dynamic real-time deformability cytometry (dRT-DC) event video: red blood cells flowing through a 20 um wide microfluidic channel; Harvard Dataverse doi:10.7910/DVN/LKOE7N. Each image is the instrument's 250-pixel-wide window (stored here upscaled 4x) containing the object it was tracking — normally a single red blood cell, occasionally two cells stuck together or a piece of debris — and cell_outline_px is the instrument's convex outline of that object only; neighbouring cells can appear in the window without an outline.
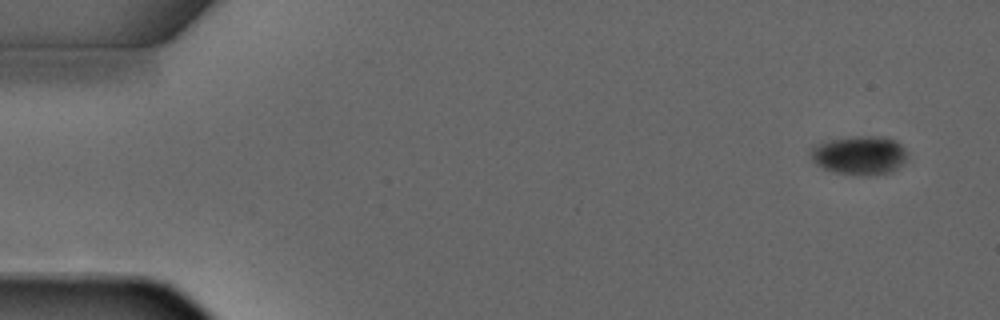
{"species": "common noctule bat (a hibernating species)", "species_latin": "Nyctalus noctula", "temperature_condition": "warm", "stored_images_in_passage": 5, "camera_frame_rate_fps": 3000, "um_per_image_px": 0.085, "animal": {"sex": "male", "forearm_length_mm": 52.5}, "frame": {"image": 1, "passage_image": 1, "time_ms": 0.0, "image_size_px": [1000, 320], "cell_outline_px": [[908, 160], [904, 164], [892, 172], [868, 176], [864, 176], [836, 172], [824, 168], [816, 164], [812, 160], [808, 152], [816, 144], [828, 140], [848, 136], [884, 136], [896, 140], [908, 152]], "centroid_in_image_um": [73.1, 13.19], "position_along_channel_um": 11.9, "area_um2": 22.43}}